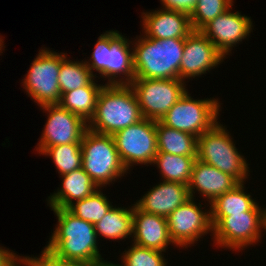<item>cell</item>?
I'll list each match as a JSON object with an SVG mask.
<instances>
[{"label": "cell", "instance_id": "cell-1", "mask_svg": "<svg viewBox=\"0 0 266 266\" xmlns=\"http://www.w3.org/2000/svg\"><path fill=\"white\" fill-rule=\"evenodd\" d=\"M58 220L55 230L43 248L60 260L103 261L98 248L95 225L87 222L67 208H50Z\"/></svg>", "mask_w": 266, "mask_h": 266}, {"label": "cell", "instance_id": "cell-2", "mask_svg": "<svg viewBox=\"0 0 266 266\" xmlns=\"http://www.w3.org/2000/svg\"><path fill=\"white\" fill-rule=\"evenodd\" d=\"M141 35L132 41L135 78L180 79L185 39L157 40Z\"/></svg>", "mask_w": 266, "mask_h": 266}, {"label": "cell", "instance_id": "cell-3", "mask_svg": "<svg viewBox=\"0 0 266 266\" xmlns=\"http://www.w3.org/2000/svg\"><path fill=\"white\" fill-rule=\"evenodd\" d=\"M142 119L137 97L130 85L104 84L95 114L88 122V129L113 135Z\"/></svg>", "mask_w": 266, "mask_h": 266}, {"label": "cell", "instance_id": "cell-4", "mask_svg": "<svg viewBox=\"0 0 266 266\" xmlns=\"http://www.w3.org/2000/svg\"><path fill=\"white\" fill-rule=\"evenodd\" d=\"M257 203L250 211L229 216H211L213 245L241 251L255 246L266 232V208Z\"/></svg>", "mask_w": 266, "mask_h": 266}, {"label": "cell", "instance_id": "cell-5", "mask_svg": "<svg viewBox=\"0 0 266 266\" xmlns=\"http://www.w3.org/2000/svg\"><path fill=\"white\" fill-rule=\"evenodd\" d=\"M218 121L197 139V159L223 173L234 177L239 183L246 182L250 174L247 160L238 151L227 127Z\"/></svg>", "mask_w": 266, "mask_h": 266}, {"label": "cell", "instance_id": "cell-6", "mask_svg": "<svg viewBox=\"0 0 266 266\" xmlns=\"http://www.w3.org/2000/svg\"><path fill=\"white\" fill-rule=\"evenodd\" d=\"M82 168L93 182L104 189L128 173L112 135L87 129L81 141Z\"/></svg>", "mask_w": 266, "mask_h": 266}, {"label": "cell", "instance_id": "cell-7", "mask_svg": "<svg viewBox=\"0 0 266 266\" xmlns=\"http://www.w3.org/2000/svg\"><path fill=\"white\" fill-rule=\"evenodd\" d=\"M36 55L22 79L23 89L39 107L58 104L61 99L58 76L67 53L41 47Z\"/></svg>", "mask_w": 266, "mask_h": 266}, {"label": "cell", "instance_id": "cell-8", "mask_svg": "<svg viewBox=\"0 0 266 266\" xmlns=\"http://www.w3.org/2000/svg\"><path fill=\"white\" fill-rule=\"evenodd\" d=\"M220 105L218 98L214 97L193 99L187 90L160 122L167 127L200 137L218 122Z\"/></svg>", "mask_w": 266, "mask_h": 266}, {"label": "cell", "instance_id": "cell-9", "mask_svg": "<svg viewBox=\"0 0 266 266\" xmlns=\"http://www.w3.org/2000/svg\"><path fill=\"white\" fill-rule=\"evenodd\" d=\"M112 136L128 172L133 165H152L158 151L155 120L143 118Z\"/></svg>", "mask_w": 266, "mask_h": 266}, {"label": "cell", "instance_id": "cell-10", "mask_svg": "<svg viewBox=\"0 0 266 266\" xmlns=\"http://www.w3.org/2000/svg\"><path fill=\"white\" fill-rule=\"evenodd\" d=\"M143 118L160 121L185 94L186 82L180 79L134 78L130 84Z\"/></svg>", "mask_w": 266, "mask_h": 266}, {"label": "cell", "instance_id": "cell-11", "mask_svg": "<svg viewBox=\"0 0 266 266\" xmlns=\"http://www.w3.org/2000/svg\"><path fill=\"white\" fill-rule=\"evenodd\" d=\"M195 199H188L166 217L169 235L176 248L191 247L210 232L212 236L210 208L205 206L203 210L201 202L197 204Z\"/></svg>", "mask_w": 266, "mask_h": 266}, {"label": "cell", "instance_id": "cell-12", "mask_svg": "<svg viewBox=\"0 0 266 266\" xmlns=\"http://www.w3.org/2000/svg\"><path fill=\"white\" fill-rule=\"evenodd\" d=\"M40 109L47 113L45 127L35 147L40 153L47 147L81 143L88 123L79 115L71 113L59 104L44 105Z\"/></svg>", "mask_w": 266, "mask_h": 266}, {"label": "cell", "instance_id": "cell-13", "mask_svg": "<svg viewBox=\"0 0 266 266\" xmlns=\"http://www.w3.org/2000/svg\"><path fill=\"white\" fill-rule=\"evenodd\" d=\"M229 8L211 20L200 31L224 55L232 54L233 47L240 44L253 32L252 18Z\"/></svg>", "mask_w": 266, "mask_h": 266}, {"label": "cell", "instance_id": "cell-14", "mask_svg": "<svg viewBox=\"0 0 266 266\" xmlns=\"http://www.w3.org/2000/svg\"><path fill=\"white\" fill-rule=\"evenodd\" d=\"M224 59V55L201 31H192L185 38L180 80L186 82V79L205 75L224 62Z\"/></svg>", "mask_w": 266, "mask_h": 266}, {"label": "cell", "instance_id": "cell-15", "mask_svg": "<svg viewBox=\"0 0 266 266\" xmlns=\"http://www.w3.org/2000/svg\"><path fill=\"white\" fill-rule=\"evenodd\" d=\"M160 8L141 13L144 36L157 40L185 39L193 31L190 15Z\"/></svg>", "mask_w": 266, "mask_h": 266}, {"label": "cell", "instance_id": "cell-16", "mask_svg": "<svg viewBox=\"0 0 266 266\" xmlns=\"http://www.w3.org/2000/svg\"><path fill=\"white\" fill-rule=\"evenodd\" d=\"M238 184L239 182L229 174L196 159L187 186L191 198L196 197L195 192L197 191L199 196L205 197L208 202L207 207L210 208V204L218 196L232 190Z\"/></svg>", "mask_w": 266, "mask_h": 266}, {"label": "cell", "instance_id": "cell-17", "mask_svg": "<svg viewBox=\"0 0 266 266\" xmlns=\"http://www.w3.org/2000/svg\"><path fill=\"white\" fill-rule=\"evenodd\" d=\"M134 78L132 41L119 31L110 30V50H107L106 57V80H108L105 84L130 85Z\"/></svg>", "mask_w": 266, "mask_h": 266}, {"label": "cell", "instance_id": "cell-18", "mask_svg": "<svg viewBox=\"0 0 266 266\" xmlns=\"http://www.w3.org/2000/svg\"><path fill=\"white\" fill-rule=\"evenodd\" d=\"M190 198L187 185L162 180L134 202V205L143 212L167 217Z\"/></svg>", "mask_w": 266, "mask_h": 266}, {"label": "cell", "instance_id": "cell-19", "mask_svg": "<svg viewBox=\"0 0 266 266\" xmlns=\"http://www.w3.org/2000/svg\"><path fill=\"white\" fill-rule=\"evenodd\" d=\"M134 244L162 252L175 245L170 238L167 218L133 208L132 241Z\"/></svg>", "mask_w": 266, "mask_h": 266}, {"label": "cell", "instance_id": "cell-20", "mask_svg": "<svg viewBox=\"0 0 266 266\" xmlns=\"http://www.w3.org/2000/svg\"><path fill=\"white\" fill-rule=\"evenodd\" d=\"M61 177L60 188L46 200L50 208H68L75 201L82 200L99 189L82 167Z\"/></svg>", "mask_w": 266, "mask_h": 266}, {"label": "cell", "instance_id": "cell-21", "mask_svg": "<svg viewBox=\"0 0 266 266\" xmlns=\"http://www.w3.org/2000/svg\"><path fill=\"white\" fill-rule=\"evenodd\" d=\"M128 207L122 208L113 206L108 213L95 224V231L98 239L100 237H105L106 239L116 241L132 238L134 204Z\"/></svg>", "mask_w": 266, "mask_h": 266}, {"label": "cell", "instance_id": "cell-22", "mask_svg": "<svg viewBox=\"0 0 266 266\" xmlns=\"http://www.w3.org/2000/svg\"><path fill=\"white\" fill-rule=\"evenodd\" d=\"M95 81L90 85L63 93L58 104L71 113L79 115L88 123L95 114L98 96L104 86Z\"/></svg>", "mask_w": 266, "mask_h": 266}, {"label": "cell", "instance_id": "cell-23", "mask_svg": "<svg viewBox=\"0 0 266 266\" xmlns=\"http://www.w3.org/2000/svg\"><path fill=\"white\" fill-rule=\"evenodd\" d=\"M157 152L181 156H197V139L195 135L165 126L156 121Z\"/></svg>", "mask_w": 266, "mask_h": 266}, {"label": "cell", "instance_id": "cell-24", "mask_svg": "<svg viewBox=\"0 0 266 266\" xmlns=\"http://www.w3.org/2000/svg\"><path fill=\"white\" fill-rule=\"evenodd\" d=\"M196 157L157 152L152 164L159 169L161 180L188 185Z\"/></svg>", "mask_w": 266, "mask_h": 266}, {"label": "cell", "instance_id": "cell-25", "mask_svg": "<svg viewBox=\"0 0 266 266\" xmlns=\"http://www.w3.org/2000/svg\"><path fill=\"white\" fill-rule=\"evenodd\" d=\"M245 182L218 196L210 204L211 216H229L250 211L258 202L245 192Z\"/></svg>", "mask_w": 266, "mask_h": 266}, {"label": "cell", "instance_id": "cell-26", "mask_svg": "<svg viewBox=\"0 0 266 266\" xmlns=\"http://www.w3.org/2000/svg\"><path fill=\"white\" fill-rule=\"evenodd\" d=\"M68 58L70 57H66L61 62L58 76L61 95L65 92L90 85L97 78L89 70L85 61H72Z\"/></svg>", "mask_w": 266, "mask_h": 266}, {"label": "cell", "instance_id": "cell-27", "mask_svg": "<svg viewBox=\"0 0 266 266\" xmlns=\"http://www.w3.org/2000/svg\"><path fill=\"white\" fill-rule=\"evenodd\" d=\"M112 207L110 200L99 188L92 195L75 201L67 209L75 216L95 225Z\"/></svg>", "mask_w": 266, "mask_h": 266}, {"label": "cell", "instance_id": "cell-28", "mask_svg": "<svg viewBox=\"0 0 266 266\" xmlns=\"http://www.w3.org/2000/svg\"><path fill=\"white\" fill-rule=\"evenodd\" d=\"M40 154L53 159L59 176L72 172L82 167L81 143H70L66 145L50 146Z\"/></svg>", "mask_w": 266, "mask_h": 266}, {"label": "cell", "instance_id": "cell-29", "mask_svg": "<svg viewBox=\"0 0 266 266\" xmlns=\"http://www.w3.org/2000/svg\"><path fill=\"white\" fill-rule=\"evenodd\" d=\"M233 3V0H197L190 15L193 31H200L211 20L231 8Z\"/></svg>", "mask_w": 266, "mask_h": 266}, {"label": "cell", "instance_id": "cell-30", "mask_svg": "<svg viewBox=\"0 0 266 266\" xmlns=\"http://www.w3.org/2000/svg\"><path fill=\"white\" fill-rule=\"evenodd\" d=\"M124 250L121 256V265L117 266H168L164 258L165 252L141 247L132 242V245Z\"/></svg>", "mask_w": 266, "mask_h": 266}, {"label": "cell", "instance_id": "cell-31", "mask_svg": "<svg viewBox=\"0 0 266 266\" xmlns=\"http://www.w3.org/2000/svg\"><path fill=\"white\" fill-rule=\"evenodd\" d=\"M107 50H110V30L103 32L95 43L94 50L90 57V61L84 60L89 70L96 77L99 73L100 77L106 80V57ZM95 71V72H94Z\"/></svg>", "mask_w": 266, "mask_h": 266}, {"label": "cell", "instance_id": "cell-32", "mask_svg": "<svg viewBox=\"0 0 266 266\" xmlns=\"http://www.w3.org/2000/svg\"><path fill=\"white\" fill-rule=\"evenodd\" d=\"M39 257L48 266H104L108 261H73V260H60L54 257L51 253L46 252L44 249L41 251Z\"/></svg>", "mask_w": 266, "mask_h": 266}, {"label": "cell", "instance_id": "cell-33", "mask_svg": "<svg viewBox=\"0 0 266 266\" xmlns=\"http://www.w3.org/2000/svg\"><path fill=\"white\" fill-rule=\"evenodd\" d=\"M163 9L184 12L188 15L194 11L197 0H160Z\"/></svg>", "mask_w": 266, "mask_h": 266}, {"label": "cell", "instance_id": "cell-34", "mask_svg": "<svg viewBox=\"0 0 266 266\" xmlns=\"http://www.w3.org/2000/svg\"><path fill=\"white\" fill-rule=\"evenodd\" d=\"M1 246V245H0ZM19 255L6 247H0V266H17Z\"/></svg>", "mask_w": 266, "mask_h": 266}, {"label": "cell", "instance_id": "cell-35", "mask_svg": "<svg viewBox=\"0 0 266 266\" xmlns=\"http://www.w3.org/2000/svg\"><path fill=\"white\" fill-rule=\"evenodd\" d=\"M17 266H48L39 256H19Z\"/></svg>", "mask_w": 266, "mask_h": 266}, {"label": "cell", "instance_id": "cell-36", "mask_svg": "<svg viewBox=\"0 0 266 266\" xmlns=\"http://www.w3.org/2000/svg\"><path fill=\"white\" fill-rule=\"evenodd\" d=\"M4 38L2 37V35L0 36V55L1 53H3L2 51L4 50Z\"/></svg>", "mask_w": 266, "mask_h": 266}, {"label": "cell", "instance_id": "cell-37", "mask_svg": "<svg viewBox=\"0 0 266 266\" xmlns=\"http://www.w3.org/2000/svg\"><path fill=\"white\" fill-rule=\"evenodd\" d=\"M104 266H117L114 262L108 261Z\"/></svg>", "mask_w": 266, "mask_h": 266}]
</instances>
